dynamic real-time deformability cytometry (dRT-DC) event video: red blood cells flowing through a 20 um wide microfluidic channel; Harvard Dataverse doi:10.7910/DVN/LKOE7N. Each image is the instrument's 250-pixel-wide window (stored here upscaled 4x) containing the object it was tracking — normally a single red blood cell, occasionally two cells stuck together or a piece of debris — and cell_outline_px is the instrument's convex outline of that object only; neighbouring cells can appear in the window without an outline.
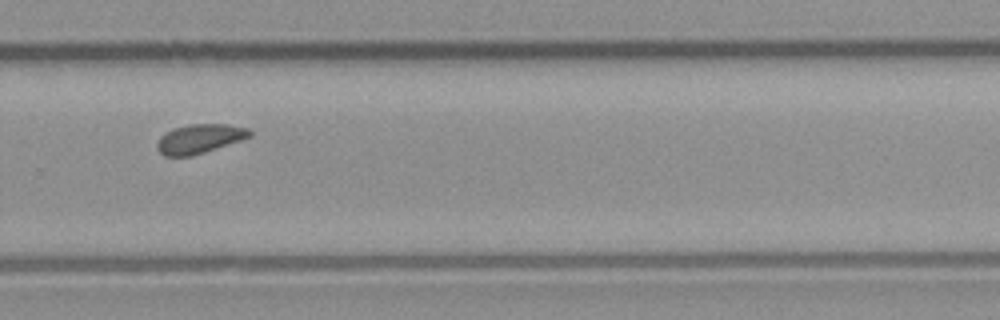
{"species": "common noctule bat (a hibernating species)", "species_latin": "Nyctalus noctula", "temperature_condition": "room temperature", "stored_images_in_passage": 12, "camera_frame_rate_fps": 3000, "um_per_image_px": 0.085, "animal": {"sex": "male", "body_mass_g": 23.1, "forearm_length_mm": 52.7}, "frame": {"image": 1, "passage_image": 9, "time_ms": 10.0, "image_size_px": [1000, 320], "cell_outline_px": [[252, 136], [204, 152], [188, 156], [164, 156], [156, 148], [156, 144], [160, 136], [164, 132], [172, 128], [188, 124], [228, 124], [248, 128], [252, 132]], "centroid_in_image_um": [16.93, 11.77], "position_along_channel_um": 312.9, "area_um2": 15.78}}
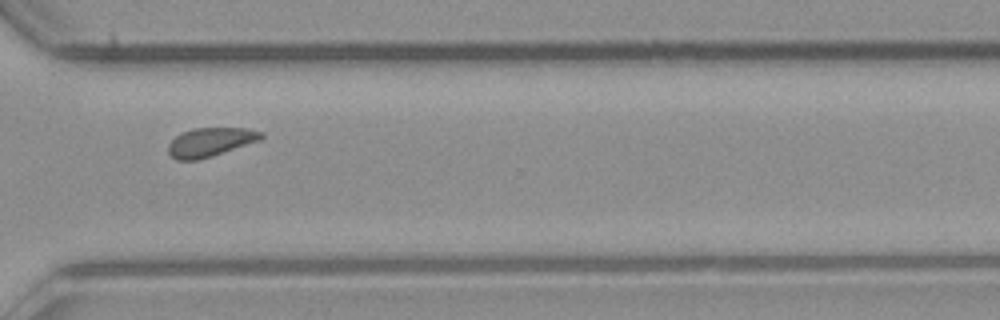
{"frame": {"image": 2, "passage_image": 10, "time_ms": 11.0, "image_size_px": [1000, 320], "cell_outline_px": [[264, 136], [260, 140], [212, 156], [196, 160], [176, 160], [168, 152], [168, 144], [176, 136], [184, 132], [196, 128], [248, 128], [264, 132]], "centroid_in_image_um": [17.9, 12.07], "position_along_channel_um": 352.7, "area_um2": 15.49}}